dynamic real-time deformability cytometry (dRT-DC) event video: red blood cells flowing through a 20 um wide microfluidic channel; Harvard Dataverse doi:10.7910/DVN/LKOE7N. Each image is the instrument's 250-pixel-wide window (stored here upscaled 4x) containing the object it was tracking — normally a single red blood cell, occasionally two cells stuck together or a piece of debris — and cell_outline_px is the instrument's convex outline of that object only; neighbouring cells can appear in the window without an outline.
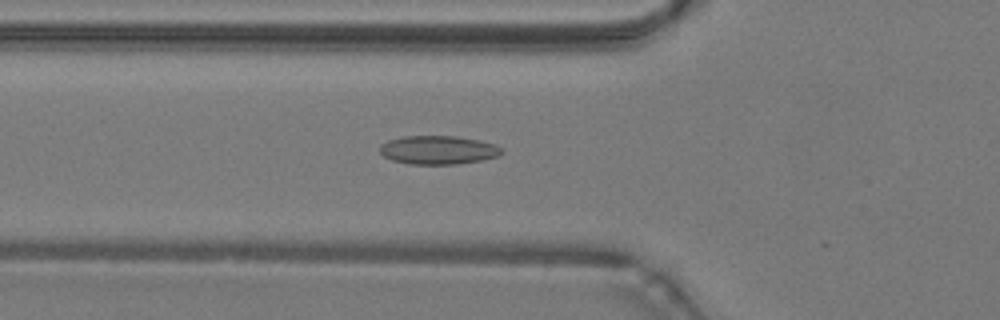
{"species": "common noctule bat (a hibernating species)", "species_latin": "Nyctalus noctula", "temperature_condition": "warm", "stored_images_in_passage": 49, "camera_frame_rate_fps": 3000, "um_per_image_px": 0.085, "animal": {"sex": "male", "body_mass_g": 19.2, "forearm_length_mm": 51.8}, "frame": {"image": 1, "passage_image": 18, "time_ms": 5.667, "image_size_px": [1000, 320], "cell_outline_px": [[504, 152], [500, 156], [484, 160], [456, 164], [408, 164], [392, 160], [384, 156], [380, 152], [380, 144], [388, 140], [404, 136], [456, 136], [496, 144]], "centroid_in_image_um": [37.26, 12.75], "position_along_channel_um": 88.5, "area_um2": 20.4}}
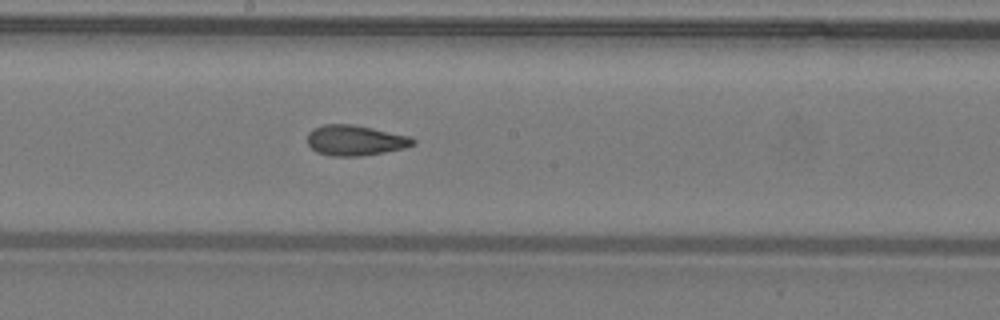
{"frame": {"image": 2, "passage_image": 27, "time_ms": 8.667, "image_size_px": [1000, 320], "cell_outline_px": [[416, 144], [404, 148], [384, 152], [360, 156], [332, 156], [316, 152], [308, 144], [308, 132], [324, 124], [352, 124], [412, 136], [416, 140]], "centroid_in_image_um": [30.23, 11.93], "position_along_channel_um": 218.0, "area_um2": 18.73}}
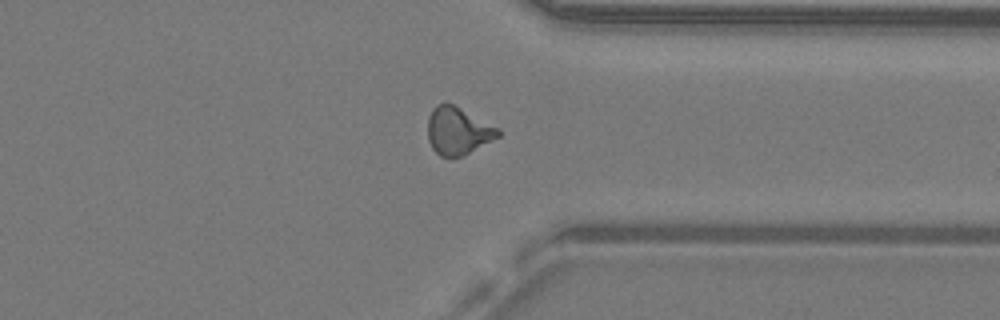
{"frame": {"image": 3, "passage_image": 38, "time_ms": 12.333, "image_size_px": [1000, 320], "cell_outline_px": [[500, 136], [460, 156], [440, 156], [432, 148], [428, 140], [428, 116], [432, 108], [436, 104], [444, 100], [500, 128]], "centroid_in_image_um": [38.89, 11.08], "position_along_channel_um": 372.5, "area_um2": 19.36}, "authors_computed_cell_mechanics": {"area_um2": 19.1318, "velocity_mm_per_s": 4.2821, "shape_relaxation_time_tau1_ms": null, "shape_relaxation_time_tau2_ms": 2.4672, "deformation_change_tau1": null, "deformation_change_tau2": 0.1034}}